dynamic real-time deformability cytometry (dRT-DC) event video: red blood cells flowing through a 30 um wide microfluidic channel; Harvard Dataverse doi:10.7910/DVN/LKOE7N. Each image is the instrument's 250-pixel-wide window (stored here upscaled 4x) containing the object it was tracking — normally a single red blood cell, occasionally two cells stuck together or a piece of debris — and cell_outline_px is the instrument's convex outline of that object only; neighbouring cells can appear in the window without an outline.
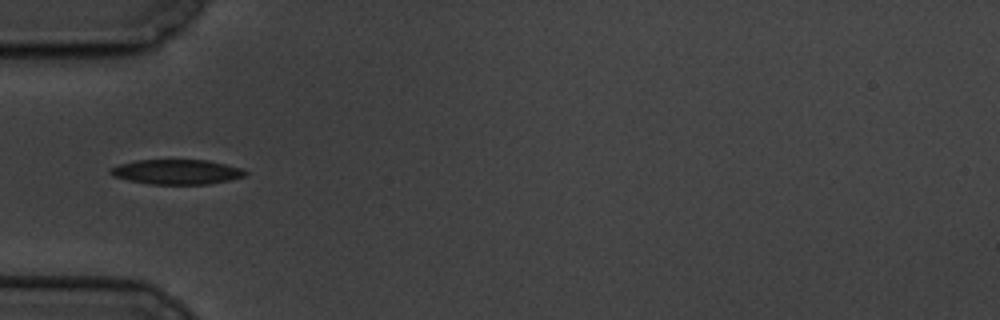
{"species": "common noctule bat (a hibernating species)", "species_latin": "Nyctalus noctula", "temperature_condition": "cold", "stored_images_in_passage": 11, "camera_frame_rate_fps": 3000, "um_per_image_px": 0.085, "animal": {"sex": "male", "body_mass_g": 19.5, "forearm_length_mm": 54.6}, "frame": {"image": 1, "passage_image": 4, "time_ms": 4.333, "image_size_px": [1000, 320], "cell_outline_px": [[248, 172], [244, 176], [228, 180], [208, 184], [148, 184], [128, 180], [112, 176], [108, 172], [108, 168], [120, 164], [136, 160], [208, 160], [244, 168]], "centroid_in_image_um": [15.0, 14.6], "position_along_channel_um": 70.0, "area_um2": 19.65}}
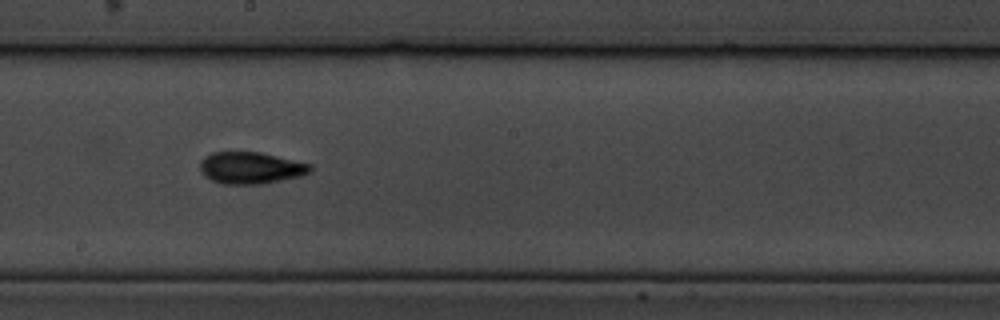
{"frame": {"image": 2, "passage_image": 8, "time_ms": 9.0, "image_size_px": [1000, 320], "cell_outline_px": [[312, 172], [300, 176], [264, 184], [224, 184], [212, 180], [204, 176], [200, 168], [200, 160], [212, 152], [260, 152], [312, 164]], "centroid_in_image_um": [21.33, 14.27], "position_along_channel_um": 226.9, "area_um2": 20.52}}
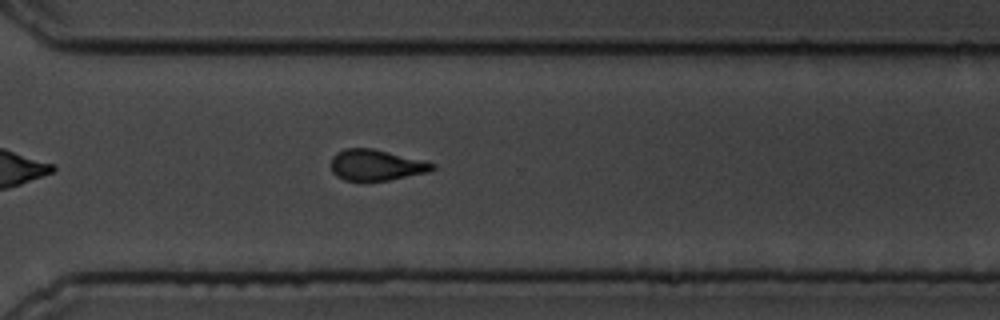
{"frame": {"image": 3, "passage_image": 11, "time_ms": 12.333, "image_size_px": [1000, 320], "cell_outline_px": [[436, 168], [428, 172], [368, 184], [344, 180], [336, 176], [332, 172], [332, 156], [336, 152], [344, 148], [372, 148], [436, 164]], "centroid_in_image_um": [31.91, 14.07], "position_along_channel_um": 338.7, "area_um2": 18.67}}